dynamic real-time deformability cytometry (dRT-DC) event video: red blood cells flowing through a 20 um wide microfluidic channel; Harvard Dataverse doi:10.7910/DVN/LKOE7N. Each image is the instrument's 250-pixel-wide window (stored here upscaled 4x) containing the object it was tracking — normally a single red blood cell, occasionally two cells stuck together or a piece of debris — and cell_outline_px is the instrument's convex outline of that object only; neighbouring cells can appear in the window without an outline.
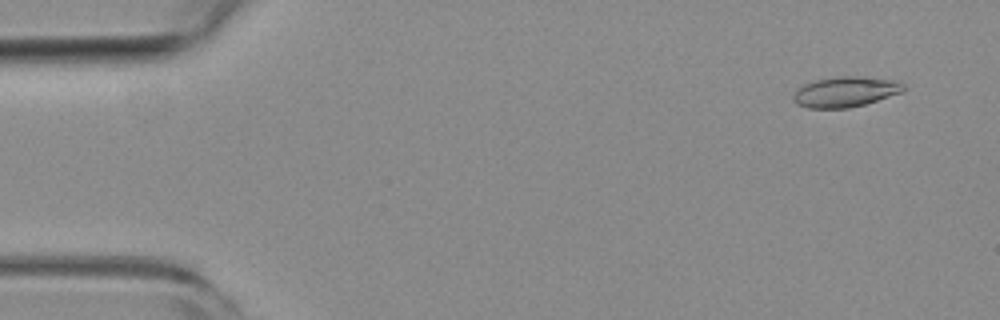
{"species": "common noctule bat (a hibernating species)", "species_latin": "Nyctalus noctula", "temperature_condition": "room temperature", "stored_images_in_passage": 18, "camera_frame_rate_fps": 3000, "um_per_image_px": 0.085, "animal": {"sex": "female", "body_mass_g": 19.3, "forearm_length_mm": 54.1}, "frame": {"image": 1, "passage_image": 4, "time_ms": 1.0, "image_size_px": [1000, 320], "cell_outline_px": [[904, 92], [864, 104], [848, 108], [808, 108], [796, 104], [792, 100], [792, 96], [796, 88], [804, 84], [816, 80], [840, 76], [856, 76], [900, 80], [904, 84]], "centroid_in_image_um": [71.86, 7.8], "position_along_channel_um": 13.1, "area_um2": 19.71}}
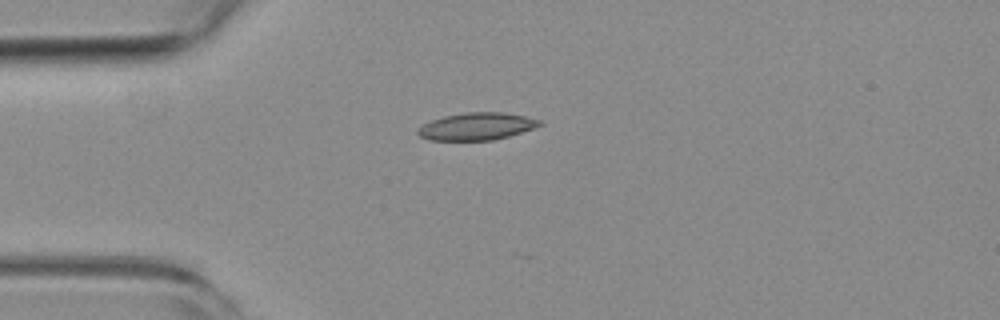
{"frame": {"image": 2, "passage_image": 14, "time_ms": 4.333, "image_size_px": [1000, 320], "cell_outline_px": [[544, 124], [508, 136], [492, 140], [428, 140], [420, 136], [416, 132], [424, 124], [432, 120], [444, 116], [464, 112], [504, 112], [524, 116], [540, 120]], "centroid_in_image_um": [40.51, 10.73], "position_along_channel_um": 44.5, "area_um2": 19.19}}